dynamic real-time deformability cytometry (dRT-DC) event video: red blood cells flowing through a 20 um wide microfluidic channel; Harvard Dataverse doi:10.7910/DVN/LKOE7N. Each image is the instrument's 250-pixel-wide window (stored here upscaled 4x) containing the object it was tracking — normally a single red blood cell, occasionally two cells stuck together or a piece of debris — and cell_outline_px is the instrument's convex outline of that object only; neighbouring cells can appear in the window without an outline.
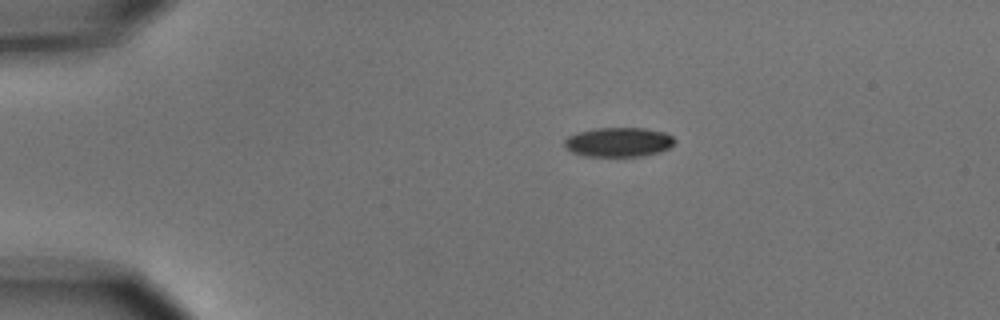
{"species": "common noctule bat (a hibernating species)", "species_latin": "Nyctalus noctula", "temperature_condition": "cold", "stored_images_in_passage": 3, "camera_frame_rate_fps": 3000, "um_per_image_px": 0.085, "animal": {"sex": "male", "body_mass_g": 15.6}, "frame": {"image": 1, "passage_image": 1, "time_ms": 0.0, "image_size_px": [1000, 320], "cell_outline_px": [[676, 140], [668, 148], [660, 152], [644, 156], [584, 156], [572, 152], [564, 144], [564, 140], [568, 136], [576, 132], [596, 128], [644, 128], [664, 132], [672, 136]], "centroid_in_image_um": [52.57, 12.08], "position_along_channel_um": 32.4, "area_um2": 18.9}}
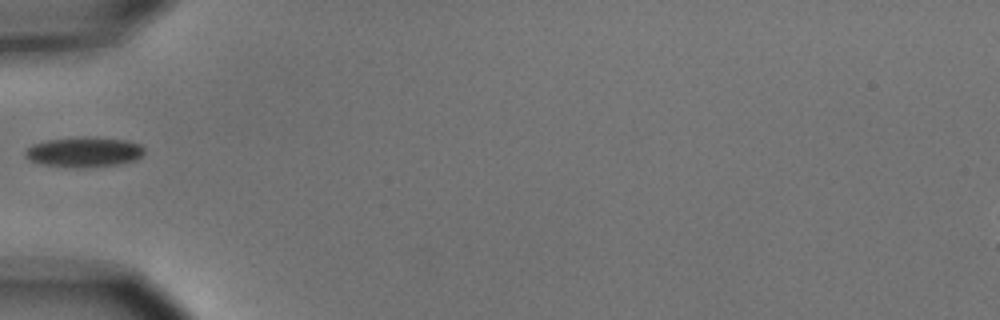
{"frame": {"image": 2, "passage_image": 3, "time_ms": 2.667, "image_size_px": [1000, 320], "cell_outline_px": [[144, 152], [136, 160], [120, 164], [76, 168], [44, 164], [28, 160], [24, 156], [24, 152], [32, 144], [48, 140], [96, 136], [124, 140], [140, 144], [144, 148]], "centroid_in_image_um": [7.15, 12.92], "position_along_channel_um": 77.9, "area_um2": 20.81}}